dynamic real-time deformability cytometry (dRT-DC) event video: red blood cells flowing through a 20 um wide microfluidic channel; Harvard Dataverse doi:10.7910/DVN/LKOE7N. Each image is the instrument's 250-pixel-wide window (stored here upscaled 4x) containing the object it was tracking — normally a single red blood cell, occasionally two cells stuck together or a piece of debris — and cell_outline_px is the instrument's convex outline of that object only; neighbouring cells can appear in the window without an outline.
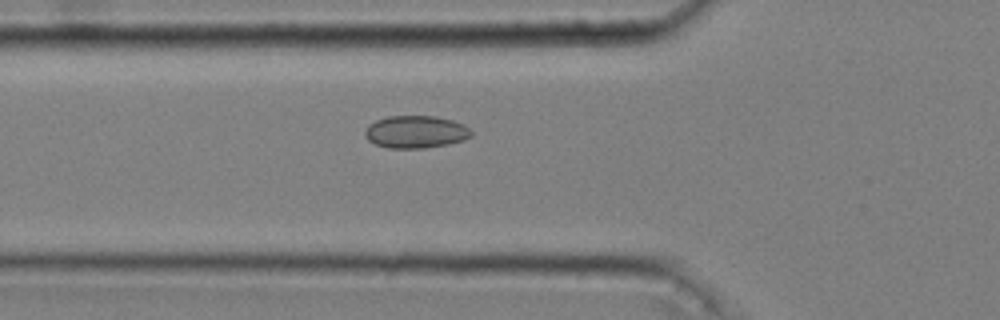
{"species": "common noctule bat (a hibernating species)", "species_latin": "Nyctalus noctula", "temperature_condition": "cold", "stored_images_in_passage": 36, "camera_frame_rate_fps": 3000, "um_per_image_px": 0.085, "animal": {"sex": "male", "body_mass_g": 20.4}, "frame": {"image": 1, "passage_image": 7, "time_ms": 2.0, "image_size_px": [1000, 320], "cell_outline_px": [[472, 136], [464, 140], [448, 144], [424, 148], [388, 148], [376, 144], [368, 140], [364, 136], [364, 132], [368, 124], [376, 120], [388, 116], [436, 116], [452, 120], [464, 124], [472, 132]], "centroid_in_image_um": [35.33, 11.21], "position_along_channel_um": 90.5, "area_um2": 20.23}}
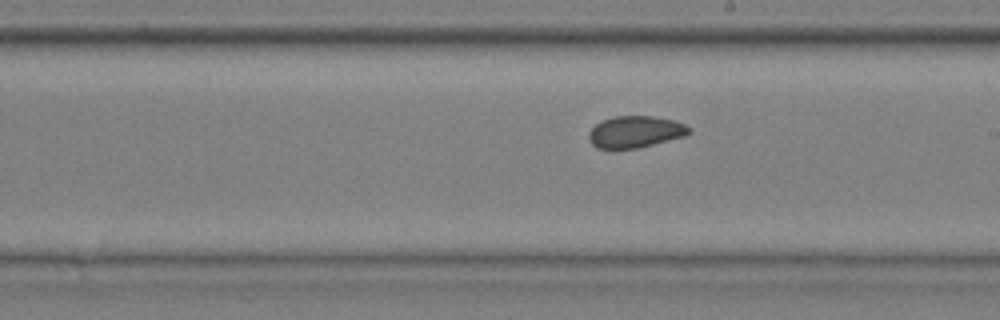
{"frame": {"image": 2, "passage_image": 19, "time_ms": 6.0, "image_size_px": [1000, 320], "cell_outline_px": [[692, 132], [684, 136], [636, 148], [612, 152], [596, 148], [588, 140], [588, 132], [596, 124], [604, 120], [616, 116], [652, 116], [676, 120], [692, 128]], "centroid_in_image_um": [53.96, 11.24], "position_along_channel_um": 235.0, "area_um2": 19.02}}
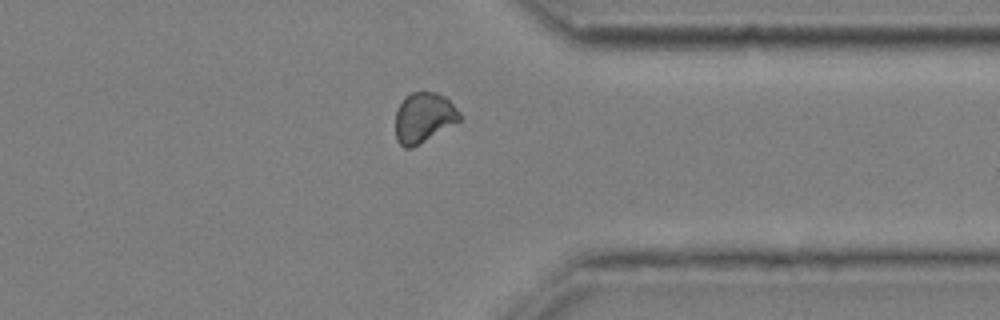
{"frame": {"image": 3, "passage_image": 31, "time_ms": 10.0, "image_size_px": [1000, 320], "cell_outline_px": [[460, 120], [412, 148], [404, 148], [396, 140], [396, 108], [404, 96], [412, 92], [436, 92], [444, 96], [460, 112]], "centroid_in_image_um": [35.97, 9.98], "position_along_channel_um": 375.4, "area_um2": 18.61}, "authors_computed_cell_mechanics": {"area_um2": 18.9873, "velocity_mm_per_s": 3.6154, "shape_relaxation_time_tau1_ms": null, "shape_relaxation_time_tau2_ms": 0.9717, "deformation_change_tau1": null, "deformation_change_tau2": 0.0404}}